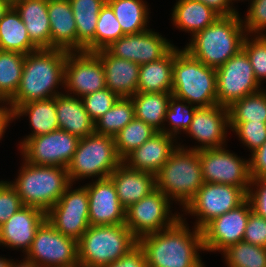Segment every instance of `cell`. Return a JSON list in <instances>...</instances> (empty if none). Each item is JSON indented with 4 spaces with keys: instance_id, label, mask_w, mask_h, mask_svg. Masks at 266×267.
<instances>
[{
    "instance_id": "obj_22",
    "label": "cell",
    "mask_w": 266,
    "mask_h": 267,
    "mask_svg": "<svg viewBox=\"0 0 266 267\" xmlns=\"http://www.w3.org/2000/svg\"><path fill=\"white\" fill-rule=\"evenodd\" d=\"M105 72L106 87L119 98H130L137 93L140 65L111 55L106 49L94 52Z\"/></svg>"
},
{
    "instance_id": "obj_2",
    "label": "cell",
    "mask_w": 266,
    "mask_h": 267,
    "mask_svg": "<svg viewBox=\"0 0 266 267\" xmlns=\"http://www.w3.org/2000/svg\"><path fill=\"white\" fill-rule=\"evenodd\" d=\"M67 51L38 49L25 55L21 81L16 94L7 102L12 114L25 103L54 98L55 90L64 86V68Z\"/></svg>"
},
{
    "instance_id": "obj_5",
    "label": "cell",
    "mask_w": 266,
    "mask_h": 267,
    "mask_svg": "<svg viewBox=\"0 0 266 267\" xmlns=\"http://www.w3.org/2000/svg\"><path fill=\"white\" fill-rule=\"evenodd\" d=\"M172 95L196 107L218 104L216 69L206 66L186 50L174 47Z\"/></svg>"
},
{
    "instance_id": "obj_19",
    "label": "cell",
    "mask_w": 266,
    "mask_h": 267,
    "mask_svg": "<svg viewBox=\"0 0 266 267\" xmlns=\"http://www.w3.org/2000/svg\"><path fill=\"white\" fill-rule=\"evenodd\" d=\"M229 128L230 121L227 107L217 104L215 106L197 108L193 120L185 133L198 141L200 145L189 149L200 151L224 147Z\"/></svg>"
},
{
    "instance_id": "obj_39",
    "label": "cell",
    "mask_w": 266,
    "mask_h": 267,
    "mask_svg": "<svg viewBox=\"0 0 266 267\" xmlns=\"http://www.w3.org/2000/svg\"><path fill=\"white\" fill-rule=\"evenodd\" d=\"M222 254L227 267H266V247L241 241L228 247Z\"/></svg>"
},
{
    "instance_id": "obj_3",
    "label": "cell",
    "mask_w": 266,
    "mask_h": 267,
    "mask_svg": "<svg viewBox=\"0 0 266 267\" xmlns=\"http://www.w3.org/2000/svg\"><path fill=\"white\" fill-rule=\"evenodd\" d=\"M245 35L239 14L220 16L195 33L184 50L206 66L218 69L242 49Z\"/></svg>"
},
{
    "instance_id": "obj_37",
    "label": "cell",
    "mask_w": 266,
    "mask_h": 267,
    "mask_svg": "<svg viewBox=\"0 0 266 267\" xmlns=\"http://www.w3.org/2000/svg\"><path fill=\"white\" fill-rule=\"evenodd\" d=\"M157 131L144 121L134 118L114 136L115 148L123 161L131 152L150 139Z\"/></svg>"
},
{
    "instance_id": "obj_40",
    "label": "cell",
    "mask_w": 266,
    "mask_h": 267,
    "mask_svg": "<svg viewBox=\"0 0 266 267\" xmlns=\"http://www.w3.org/2000/svg\"><path fill=\"white\" fill-rule=\"evenodd\" d=\"M197 108L195 105H191L185 100H181L172 95L164 120L169 123L170 128L167 129L165 127L162 132L172 135L177 139V134H180L181 131L186 132L189 128Z\"/></svg>"
},
{
    "instance_id": "obj_21",
    "label": "cell",
    "mask_w": 266,
    "mask_h": 267,
    "mask_svg": "<svg viewBox=\"0 0 266 267\" xmlns=\"http://www.w3.org/2000/svg\"><path fill=\"white\" fill-rule=\"evenodd\" d=\"M46 213L36 207L22 206L0 227V246L23 249L26 254Z\"/></svg>"
},
{
    "instance_id": "obj_46",
    "label": "cell",
    "mask_w": 266,
    "mask_h": 267,
    "mask_svg": "<svg viewBox=\"0 0 266 267\" xmlns=\"http://www.w3.org/2000/svg\"><path fill=\"white\" fill-rule=\"evenodd\" d=\"M22 206L16 189L8 181H0V227Z\"/></svg>"
},
{
    "instance_id": "obj_54",
    "label": "cell",
    "mask_w": 266,
    "mask_h": 267,
    "mask_svg": "<svg viewBox=\"0 0 266 267\" xmlns=\"http://www.w3.org/2000/svg\"><path fill=\"white\" fill-rule=\"evenodd\" d=\"M22 261L15 262L13 260L10 267H38L37 265H35L33 262L27 260L26 258H24Z\"/></svg>"
},
{
    "instance_id": "obj_13",
    "label": "cell",
    "mask_w": 266,
    "mask_h": 267,
    "mask_svg": "<svg viewBox=\"0 0 266 267\" xmlns=\"http://www.w3.org/2000/svg\"><path fill=\"white\" fill-rule=\"evenodd\" d=\"M79 138L62 129L28 138L21 146L23 161L40 166L67 167L77 149Z\"/></svg>"
},
{
    "instance_id": "obj_45",
    "label": "cell",
    "mask_w": 266,
    "mask_h": 267,
    "mask_svg": "<svg viewBox=\"0 0 266 267\" xmlns=\"http://www.w3.org/2000/svg\"><path fill=\"white\" fill-rule=\"evenodd\" d=\"M242 24L246 34L252 37L262 35L266 30V0H252L246 14L245 20L242 19ZM252 34V35H251Z\"/></svg>"
},
{
    "instance_id": "obj_49",
    "label": "cell",
    "mask_w": 266,
    "mask_h": 267,
    "mask_svg": "<svg viewBox=\"0 0 266 267\" xmlns=\"http://www.w3.org/2000/svg\"><path fill=\"white\" fill-rule=\"evenodd\" d=\"M248 160L251 179L266 178V141L251 153Z\"/></svg>"
},
{
    "instance_id": "obj_9",
    "label": "cell",
    "mask_w": 266,
    "mask_h": 267,
    "mask_svg": "<svg viewBox=\"0 0 266 267\" xmlns=\"http://www.w3.org/2000/svg\"><path fill=\"white\" fill-rule=\"evenodd\" d=\"M25 258L38 267H79L78 241L58 232L46 219Z\"/></svg>"
},
{
    "instance_id": "obj_1",
    "label": "cell",
    "mask_w": 266,
    "mask_h": 267,
    "mask_svg": "<svg viewBox=\"0 0 266 267\" xmlns=\"http://www.w3.org/2000/svg\"><path fill=\"white\" fill-rule=\"evenodd\" d=\"M184 219V220H183ZM185 218L172 226L138 239L147 267H203L198 251H204L202 231L187 227Z\"/></svg>"
},
{
    "instance_id": "obj_29",
    "label": "cell",
    "mask_w": 266,
    "mask_h": 267,
    "mask_svg": "<svg viewBox=\"0 0 266 267\" xmlns=\"http://www.w3.org/2000/svg\"><path fill=\"white\" fill-rule=\"evenodd\" d=\"M23 115L29 117L32 133L26 136L20 143V146L28 139L38 135H45L59 129V123L56 115V97L35 100L20 105L12 114L11 121L20 118Z\"/></svg>"
},
{
    "instance_id": "obj_34",
    "label": "cell",
    "mask_w": 266,
    "mask_h": 267,
    "mask_svg": "<svg viewBox=\"0 0 266 267\" xmlns=\"http://www.w3.org/2000/svg\"><path fill=\"white\" fill-rule=\"evenodd\" d=\"M125 35L148 30L149 9L143 0H106Z\"/></svg>"
},
{
    "instance_id": "obj_11",
    "label": "cell",
    "mask_w": 266,
    "mask_h": 267,
    "mask_svg": "<svg viewBox=\"0 0 266 267\" xmlns=\"http://www.w3.org/2000/svg\"><path fill=\"white\" fill-rule=\"evenodd\" d=\"M170 200L157 188L125 211V225L140 237L172 226L183 214H172Z\"/></svg>"
},
{
    "instance_id": "obj_8",
    "label": "cell",
    "mask_w": 266,
    "mask_h": 267,
    "mask_svg": "<svg viewBox=\"0 0 266 267\" xmlns=\"http://www.w3.org/2000/svg\"><path fill=\"white\" fill-rule=\"evenodd\" d=\"M122 163L114 137L93 133L79 140L73 158L67 166L70 182L84 178H108Z\"/></svg>"
},
{
    "instance_id": "obj_31",
    "label": "cell",
    "mask_w": 266,
    "mask_h": 267,
    "mask_svg": "<svg viewBox=\"0 0 266 267\" xmlns=\"http://www.w3.org/2000/svg\"><path fill=\"white\" fill-rule=\"evenodd\" d=\"M173 64L174 47L163 58L140 65L137 92H172Z\"/></svg>"
},
{
    "instance_id": "obj_53",
    "label": "cell",
    "mask_w": 266,
    "mask_h": 267,
    "mask_svg": "<svg viewBox=\"0 0 266 267\" xmlns=\"http://www.w3.org/2000/svg\"><path fill=\"white\" fill-rule=\"evenodd\" d=\"M13 6V3L9 0H0V20L8 12V10Z\"/></svg>"
},
{
    "instance_id": "obj_50",
    "label": "cell",
    "mask_w": 266,
    "mask_h": 267,
    "mask_svg": "<svg viewBox=\"0 0 266 267\" xmlns=\"http://www.w3.org/2000/svg\"><path fill=\"white\" fill-rule=\"evenodd\" d=\"M105 267H147V263L143 249L137 244L119 260Z\"/></svg>"
},
{
    "instance_id": "obj_57",
    "label": "cell",
    "mask_w": 266,
    "mask_h": 267,
    "mask_svg": "<svg viewBox=\"0 0 266 267\" xmlns=\"http://www.w3.org/2000/svg\"><path fill=\"white\" fill-rule=\"evenodd\" d=\"M230 1V4L233 6V1L235 2V1H237V0H229ZM238 1H240V0H238ZM243 1V0H242ZM252 1V0H251Z\"/></svg>"
},
{
    "instance_id": "obj_26",
    "label": "cell",
    "mask_w": 266,
    "mask_h": 267,
    "mask_svg": "<svg viewBox=\"0 0 266 267\" xmlns=\"http://www.w3.org/2000/svg\"><path fill=\"white\" fill-rule=\"evenodd\" d=\"M13 7L25 24L31 42L38 49H51L48 0H15Z\"/></svg>"
},
{
    "instance_id": "obj_52",
    "label": "cell",
    "mask_w": 266,
    "mask_h": 267,
    "mask_svg": "<svg viewBox=\"0 0 266 267\" xmlns=\"http://www.w3.org/2000/svg\"><path fill=\"white\" fill-rule=\"evenodd\" d=\"M11 123L9 107H0V140L3 137L8 124Z\"/></svg>"
},
{
    "instance_id": "obj_14",
    "label": "cell",
    "mask_w": 266,
    "mask_h": 267,
    "mask_svg": "<svg viewBox=\"0 0 266 267\" xmlns=\"http://www.w3.org/2000/svg\"><path fill=\"white\" fill-rule=\"evenodd\" d=\"M72 185L46 213V219L58 232L78 241L90 226L89 197L85 186L73 190Z\"/></svg>"
},
{
    "instance_id": "obj_7",
    "label": "cell",
    "mask_w": 266,
    "mask_h": 267,
    "mask_svg": "<svg viewBox=\"0 0 266 267\" xmlns=\"http://www.w3.org/2000/svg\"><path fill=\"white\" fill-rule=\"evenodd\" d=\"M138 244L125 224L89 226L78 240L79 267H105Z\"/></svg>"
},
{
    "instance_id": "obj_24",
    "label": "cell",
    "mask_w": 266,
    "mask_h": 267,
    "mask_svg": "<svg viewBox=\"0 0 266 267\" xmlns=\"http://www.w3.org/2000/svg\"><path fill=\"white\" fill-rule=\"evenodd\" d=\"M121 205L127 209L156 189L155 174L129 168L123 162L110 174Z\"/></svg>"
},
{
    "instance_id": "obj_35",
    "label": "cell",
    "mask_w": 266,
    "mask_h": 267,
    "mask_svg": "<svg viewBox=\"0 0 266 267\" xmlns=\"http://www.w3.org/2000/svg\"><path fill=\"white\" fill-rule=\"evenodd\" d=\"M25 54L0 50V98L7 103L17 92Z\"/></svg>"
},
{
    "instance_id": "obj_30",
    "label": "cell",
    "mask_w": 266,
    "mask_h": 267,
    "mask_svg": "<svg viewBox=\"0 0 266 267\" xmlns=\"http://www.w3.org/2000/svg\"><path fill=\"white\" fill-rule=\"evenodd\" d=\"M172 11L173 25L190 32L192 36L220 17L213 9L197 0H178Z\"/></svg>"
},
{
    "instance_id": "obj_51",
    "label": "cell",
    "mask_w": 266,
    "mask_h": 267,
    "mask_svg": "<svg viewBox=\"0 0 266 267\" xmlns=\"http://www.w3.org/2000/svg\"><path fill=\"white\" fill-rule=\"evenodd\" d=\"M213 9L220 16H232L238 14L237 10L233 8L229 0H197Z\"/></svg>"
},
{
    "instance_id": "obj_23",
    "label": "cell",
    "mask_w": 266,
    "mask_h": 267,
    "mask_svg": "<svg viewBox=\"0 0 266 267\" xmlns=\"http://www.w3.org/2000/svg\"><path fill=\"white\" fill-rule=\"evenodd\" d=\"M174 138L172 135L157 132L122 162L131 169L156 174L178 147L174 145Z\"/></svg>"
},
{
    "instance_id": "obj_42",
    "label": "cell",
    "mask_w": 266,
    "mask_h": 267,
    "mask_svg": "<svg viewBox=\"0 0 266 267\" xmlns=\"http://www.w3.org/2000/svg\"><path fill=\"white\" fill-rule=\"evenodd\" d=\"M253 36L250 40L248 34L245 35L242 50L247 54L255 78L261 85V81L266 79V33Z\"/></svg>"
},
{
    "instance_id": "obj_28",
    "label": "cell",
    "mask_w": 266,
    "mask_h": 267,
    "mask_svg": "<svg viewBox=\"0 0 266 267\" xmlns=\"http://www.w3.org/2000/svg\"><path fill=\"white\" fill-rule=\"evenodd\" d=\"M77 29L78 52H95L98 15L106 0H69Z\"/></svg>"
},
{
    "instance_id": "obj_41",
    "label": "cell",
    "mask_w": 266,
    "mask_h": 267,
    "mask_svg": "<svg viewBox=\"0 0 266 267\" xmlns=\"http://www.w3.org/2000/svg\"><path fill=\"white\" fill-rule=\"evenodd\" d=\"M124 35L112 8L105 3L98 15L95 31V52L107 48L112 42Z\"/></svg>"
},
{
    "instance_id": "obj_4",
    "label": "cell",
    "mask_w": 266,
    "mask_h": 267,
    "mask_svg": "<svg viewBox=\"0 0 266 267\" xmlns=\"http://www.w3.org/2000/svg\"><path fill=\"white\" fill-rule=\"evenodd\" d=\"M156 188L184 209L204 184L199 154L181 146L155 174Z\"/></svg>"
},
{
    "instance_id": "obj_20",
    "label": "cell",
    "mask_w": 266,
    "mask_h": 267,
    "mask_svg": "<svg viewBox=\"0 0 266 267\" xmlns=\"http://www.w3.org/2000/svg\"><path fill=\"white\" fill-rule=\"evenodd\" d=\"M89 197L90 226L125 224L126 209L121 205L113 181L108 177L84 185Z\"/></svg>"
},
{
    "instance_id": "obj_25",
    "label": "cell",
    "mask_w": 266,
    "mask_h": 267,
    "mask_svg": "<svg viewBox=\"0 0 266 267\" xmlns=\"http://www.w3.org/2000/svg\"><path fill=\"white\" fill-rule=\"evenodd\" d=\"M51 49L78 52L76 23L69 0H48Z\"/></svg>"
},
{
    "instance_id": "obj_33",
    "label": "cell",
    "mask_w": 266,
    "mask_h": 267,
    "mask_svg": "<svg viewBox=\"0 0 266 267\" xmlns=\"http://www.w3.org/2000/svg\"><path fill=\"white\" fill-rule=\"evenodd\" d=\"M0 50L25 55L38 50L31 42L26 26L13 6L0 20Z\"/></svg>"
},
{
    "instance_id": "obj_17",
    "label": "cell",
    "mask_w": 266,
    "mask_h": 267,
    "mask_svg": "<svg viewBox=\"0 0 266 267\" xmlns=\"http://www.w3.org/2000/svg\"><path fill=\"white\" fill-rule=\"evenodd\" d=\"M252 212L248 199L234 209L210 221L201 231L204 251L223 252L243 241L245 228Z\"/></svg>"
},
{
    "instance_id": "obj_10",
    "label": "cell",
    "mask_w": 266,
    "mask_h": 267,
    "mask_svg": "<svg viewBox=\"0 0 266 267\" xmlns=\"http://www.w3.org/2000/svg\"><path fill=\"white\" fill-rule=\"evenodd\" d=\"M246 199L244 188L204 182L184 211L197 216L194 226L202 230L210 221L241 205Z\"/></svg>"
},
{
    "instance_id": "obj_56",
    "label": "cell",
    "mask_w": 266,
    "mask_h": 267,
    "mask_svg": "<svg viewBox=\"0 0 266 267\" xmlns=\"http://www.w3.org/2000/svg\"><path fill=\"white\" fill-rule=\"evenodd\" d=\"M3 103H4V104H3ZM0 104L4 105V106L0 105V107H8V106H6L7 103H5L1 98H0ZM5 104H6V105H5Z\"/></svg>"
},
{
    "instance_id": "obj_27",
    "label": "cell",
    "mask_w": 266,
    "mask_h": 267,
    "mask_svg": "<svg viewBox=\"0 0 266 267\" xmlns=\"http://www.w3.org/2000/svg\"><path fill=\"white\" fill-rule=\"evenodd\" d=\"M59 129L82 139L94 133V121L84 108L81 98L68 94L56 96Z\"/></svg>"
},
{
    "instance_id": "obj_43",
    "label": "cell",
    "mask_w": 266,
    "mask_h": 267,
    "mask_svg": "<svg viewBox=\"0 0 266 267\" xmlns=\"http://www.w3.org/2000/svg\"><path fill=\"white\" fill-rule=\"evenodd\" d=\"M230 130L238 135L240 141L251 150V153L266 141L264 122H230Z\"/></svg>"
},
{
    "instance_id": "obj_15",
    "label": "cell",
    "mask_w": 266,
    "mask_h": 267,
    "mask_svg": "<svg viewBox=\"0 0 266 267\" xmlns=\"http://www.w3.org/2000/svg\"><path fill=\"white\" fill-rule=\"evenodd\" d=\"M198 154L204 182L237 186L248 191L251 182L249 160L225 147L200 150Z\"/></svg>"
},
{
    "instance_id": "obj_32",
    "label": "cell",
    "mask_w": 266,
    "mask_h": 267,
    "mask_svg": "<svg viewBox=\"0 0 266 267\" xmlns=\"http://www.w3.org/2000/svg\"><path fill=\"white\" fill-rule=\"evenodd\" d=\"M171 96V92H137L130 97L134 104L135 118L144 121L157 132H162Z\"/></svg>"
},
{
    "instance_id": "obj_55",
    "label": "cell",
    "mask_w": 266,
    "mask_h": 267,
    "mask_svg": "<svg viewBox=\"0 0 266 267\" xmlns=\"http://www.w3.org/2000/svg\"><path fill=\"white\" fill-rule=\"evenodd\" d=\"M13 259L9 260L5 257H0V267H10Z\"/></svg>"
},
{
    "instance_id": "obj_36",
    "label": "cell",
    "mask_w": 266,
    "mask_h": 267,
    "mask_svg": "<svg viewBox=\"0 0 266 267\" xmlns=\"http://www.w3.org/2000/svg\"><path fill=\"white\" fill-rule=\"evenodd\" d=\"M135 118L131 98H119L117 102L94 122V133L114 137Z\"/></svg>"
},
{
    "instance_id": "obj_16",
    "label": "cell",
    "mask_w": 266,
    "mask_h": 267,
    "mask_svg": "<svg viewBox=\"0 0 266 267\" xmlns=\"http://www.w3.org/2000/svg\"><path fill=\"white\" fill-rule=\"evenodd\" d=\"M63 87L78 98L106 88L101 59L94 52H67Z\"/></svg>"
},
{
    "instance_id": "obj_47",
    "label": "cell",
    "mask_w": 266,
    "mask_h": 267,
    "mask_svg": "<svg viewBox=\"0 0 266 267\" xmlns=\"http://www.w3.org/2000/svg\"><path fill=\"white\" fill-rule=\"evenodd\" d=\"M243 241L255 246L266 247V219L253 211L249 215Z\"/></svg>"
},
{
    "instance_id": "obj_38",
    "label": "cell",
    "mask_w": 266,
    "mask_h": 267,
    "mask_svg": "<svg viewBox=\"0 0 266 267\" xmlns=\"http://www.w3.org/2000/svg\"><path fill=\"white\" fill-rule=\"evenodd\" d=\"M230 122H264L266 123V90L245 96L235 101L230 107Z\"/></svg>"
},
{
    "instance_id": "obj_44",
    "label": "cell",
    "mask_w": 266,
    "mask_h": 267,
    "mask_svg": "<svg viewBox=\"0 0 266 267\" xmlns=\"http://www.w3.org/2000/svg\"><path fill=\"white\" fill-rule=\"evenodd\" d=\"M118 99L119 97L107 87L81 98L85 110L94 122L103 116Z\"/></svg>"
},
{
    "instance_id": "obj_18",
    "label": "cell",
    "mask_w": 266,
    "mask_h": 267,
    "mask_svg": "<svg viewBox=\"0 0 266 267\" xmlns=\"http://www.w3.org/2000/svg\"><path fill=\"white\" fill-rule=\"evenodd\" d=\"M152 29L137 34H127L105 48L111 55L138 65L163 58L173 47L170 41Z\"/></svg>"
},
{
    "instance_id": "obj_6",
    "label": "cell",
    "mask_w": 266,
    "mask_h": 267,
    "mask_svg": "<svg viewBox=\"0 0 266 267\" xmlns=\"http://www.w3.org/2000/svg\"><path fill=\"white\" fill-rule=\"evenodd\" d=\"M17 179L10 184L16 189L24 206L47 213L71 184L67 167L40 166L23 162Z\"/></svg>"
},
{
    "instance_id": "obj_48",
    "label": "cell",
    "mask_w": 266,
    "mask_h": 267,
    "mask_svg": "<svg viewBox=\"0 0 266 267\" xmlns=\"http://www.w3.org/2000/svg\"><path fill=\"white\" fill-rule=\"evenodd\" d=\"M247 199L251 204L252 211L266 219V178L251 179L250 187L247 191Z\"/></svg>"
},
{
    "instance_id": "obj_12",
    "label": "cell",
    "mask_w": 266,
    "mask_h": 267,
    "mask_svg": "<svg viewBox=\"0 0 266 267\" xmlns=\"http://www.w3.org/2000/svg\"><path fill=\"white\" fill-rule=\"evenodd\" d=\"M216 85L217 102L227 108L235 101L262 89L249 58L242 49L216 69Z\"/></svg>"
}]
</instances>
